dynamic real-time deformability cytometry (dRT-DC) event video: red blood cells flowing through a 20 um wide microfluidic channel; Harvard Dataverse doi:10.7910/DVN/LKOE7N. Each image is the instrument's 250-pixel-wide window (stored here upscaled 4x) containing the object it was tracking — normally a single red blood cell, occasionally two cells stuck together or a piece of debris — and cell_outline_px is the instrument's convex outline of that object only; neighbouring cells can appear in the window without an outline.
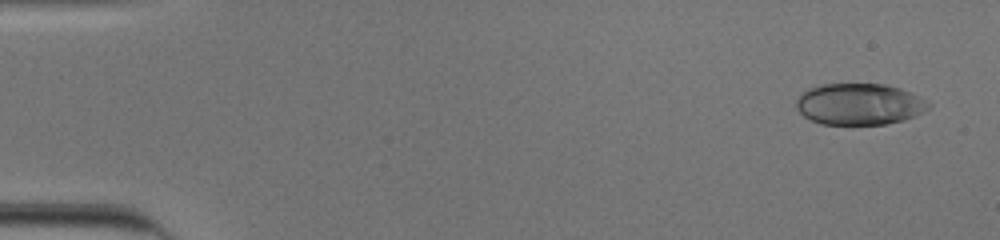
{"species": "human", "species_latin": "Homo sapiens", "temperature_condition": "cold", "stored_images_in_passage": 53, "camera_frame_rate_fps": 3000, "um_per_image_px": 0.085, "donor": {"sex": "male"}, "frame": {"image": 1, "passage_image": 3, "time_ms": 0.667, "image_size_px": [1000, 240], "cell_outline_px": [[932, 104], [928, 108], [904, 120], [884, 124], [820, 124], [804, 116], [796, 108], [796, 100], [808, 88], [820, 84], [884, 84], [900, 88], [928, 100]], "centroid_in_image_um": [73.03, 8.84], "position_along_channel_um": 12.0, "area_um2": 31.79}}
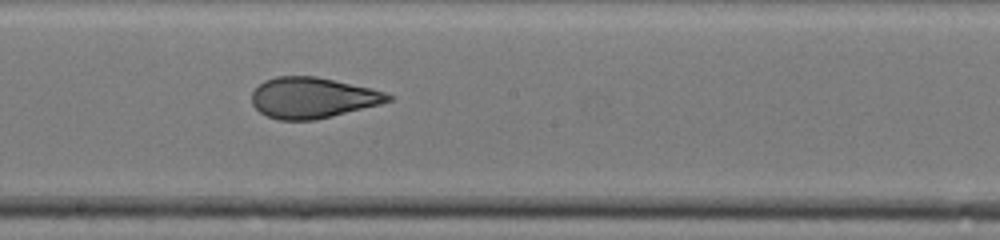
{"frame": {"image": 2, "passage_image": 30, "time_ms": 9.667, "image_size_px": [1000, 240], "cell_outline_px": [[392, 100], [380, 104], [316, 120], [280, 120], [268, 116], [260, 112], [252, 104], [252, 92], [264, 80], [276, 76], [316, 76], [372, 88], [384, 92], [392, 96]], "centroid_in_image_um": [26.56, 8.3], "position_along_channel_um": 221.6, "area_um2": 32.31}}
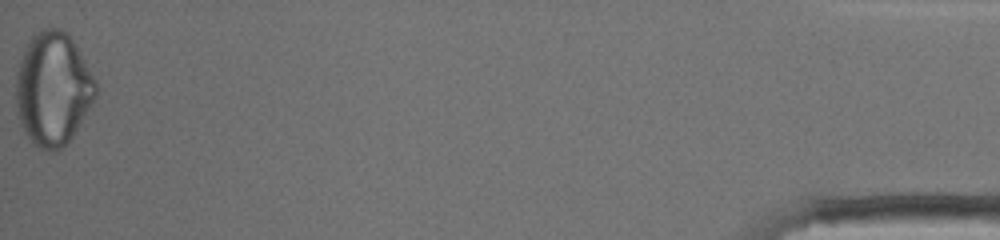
{"frame": {"image": 3, "passage_image": 53, "time_ms": 17.333, "image_size_px": [1000, 240], "cell_outline_px": [[96, 96], [92, 104], [72, 136], [56, 152], [48, 152], [32, 144], [16, 112], [16, 72], [20, 60], [32, 36], [36, 32], [44, 28], [60, 28], [68, 32], [96, 80]], "centroid_in_image_um": [4.5, 7.55], "position_along_channel_um": 430.7, "area_um2": 52.48}, "authors_computed_cell_mechanics": {"area_um2": 33.2928, "velocity_mm_per_s": 3.9238, "shape_relaxation_time_tau1_ms": null, "shape_relaxation_time_tau2_ms": 1.2529, "deformation_change_tau1": null, "deformation_change_tau2": 0.0751}}